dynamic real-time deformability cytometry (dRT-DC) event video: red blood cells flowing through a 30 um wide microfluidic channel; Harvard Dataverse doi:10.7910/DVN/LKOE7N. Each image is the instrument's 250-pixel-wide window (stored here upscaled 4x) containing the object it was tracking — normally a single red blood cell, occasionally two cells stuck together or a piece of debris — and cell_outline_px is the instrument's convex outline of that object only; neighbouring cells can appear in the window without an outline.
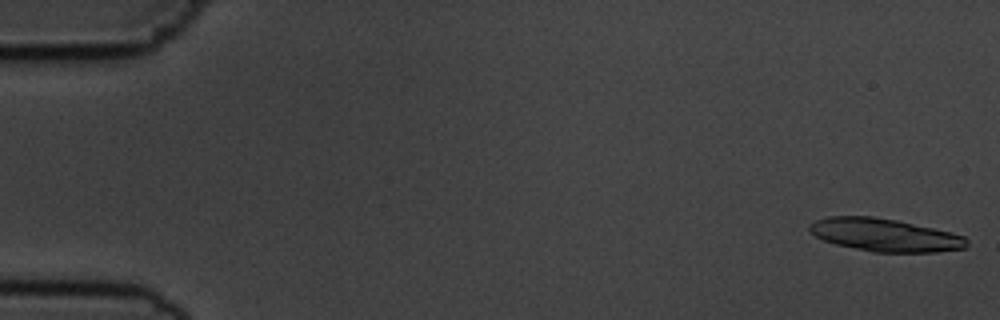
{"species": "common noctule bat (a hibernating species)", "species_latin": "Nyctalus noctula", "temperature_condition": "cold", "stored_images_in_passage": 55, "camera_frame_rate_fps": 3000, "um_per_image_px": 0.085, "animal": {"sex": "male", "body_mass_g": 19.5, "forearm_length_mm": 54.6}, "frame": {"image": 1, "passage_image": 1, "time_ms": 0.0, "image_size_px": [1000, 320], "cell_outline_px": [[968, 244], [964, 248], [936, 252], [872, 252], [836, 244], [824, 240], [816, 236], [808, 228], [816, 220], [828, 216], [872, 216], [896, 220], [952, 232], [964, 236], [968, 240]], "centroid_in_image_um": [75.24, 19.97], "position_along_channel_um": 9.8, "area_um2": 29.94}}
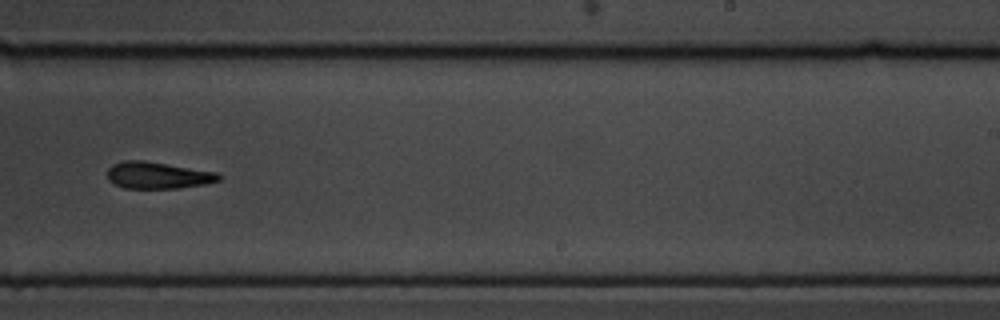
{"frame": {"image": 2, "passage_image": 35, "time_ms": 11.333, "image_size_px": [1000, 320], "cell_outline_px": [[220, 180], [204, 184], [176, 188], [124, 188], [108, 180], [108, 168], [112, 164], [124, 160], [144, 160], [216, 172], [220, 176]], "centroid_in_image_um": [13.38, 14.89], "position_along_channel_um": 275.6, "area_um2": 17.22}}
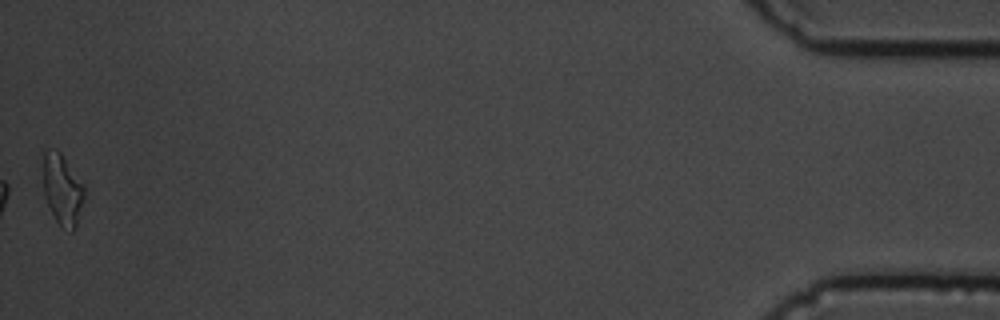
{"frame": {"image": 3, "passage_image": 55, "time_ms": 18.0, "image_size_px": [1000, 320], "cell_outline_px": [[84, 200], [76, 224], [72, 232], [60, 228], [44, 196], [44, 152], [48, 148], [56, 148], [60, 152], [84, 184]], "centroid_in_image_um": [5.31, 16.11], "position_along_channel_um": 429.9, "area_um2": 16.94}, "authors_computed_cell_mechanics": {"area_um2": 18.496, "velocity_mm_per_s": 3.6642, "shape_relaxation_time_tau1_ms": 3.4828, "shape_relaxation_time_tau2_ms": null, "deformation_change_tau1": 0.1137, "deformation_change_tau2": null}}